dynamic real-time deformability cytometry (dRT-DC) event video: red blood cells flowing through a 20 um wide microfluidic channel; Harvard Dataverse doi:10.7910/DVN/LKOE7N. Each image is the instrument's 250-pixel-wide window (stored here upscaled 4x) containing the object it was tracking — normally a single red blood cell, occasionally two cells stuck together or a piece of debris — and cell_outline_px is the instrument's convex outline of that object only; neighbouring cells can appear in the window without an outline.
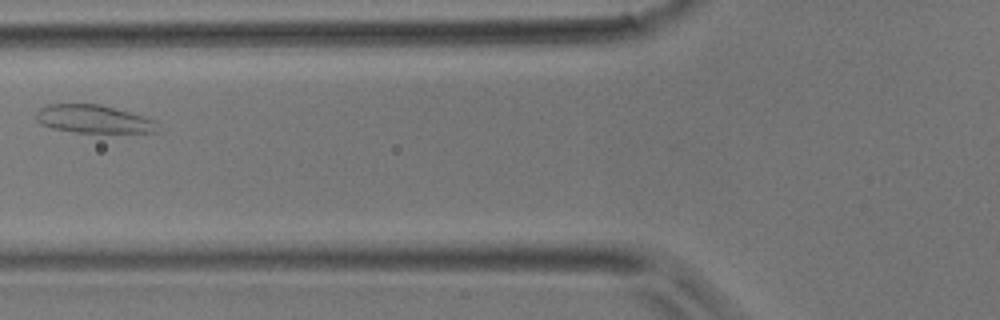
{"species": "common noctule bat (a hibernating species)", "species_latin": "Nyctalus noctula", "temperature_condition": "room temperature", "stored_images_in_passage": 3, "camera_frame_rate_fps": 3000, "um_per_image_px": 0.085, "animal": {"sex": "male", "body_mass_g": 17.9}, "frame": {"image": 1, "passage_image": 2, "time_ms": 0.333, "image_size_px": [1000, 320], "cell_outline_px": [[156, 132], [76, 132], [52, 128], [40, 124], [36, 120], [36, 112], [40, 108], [48, 104], [100, 104], [116, 108], [144, 116], [156, 120]], "centroid_in_image_um": [7.92, 10.11], "position_along_channel_um": 117.9, "area_um2": 19.77}}